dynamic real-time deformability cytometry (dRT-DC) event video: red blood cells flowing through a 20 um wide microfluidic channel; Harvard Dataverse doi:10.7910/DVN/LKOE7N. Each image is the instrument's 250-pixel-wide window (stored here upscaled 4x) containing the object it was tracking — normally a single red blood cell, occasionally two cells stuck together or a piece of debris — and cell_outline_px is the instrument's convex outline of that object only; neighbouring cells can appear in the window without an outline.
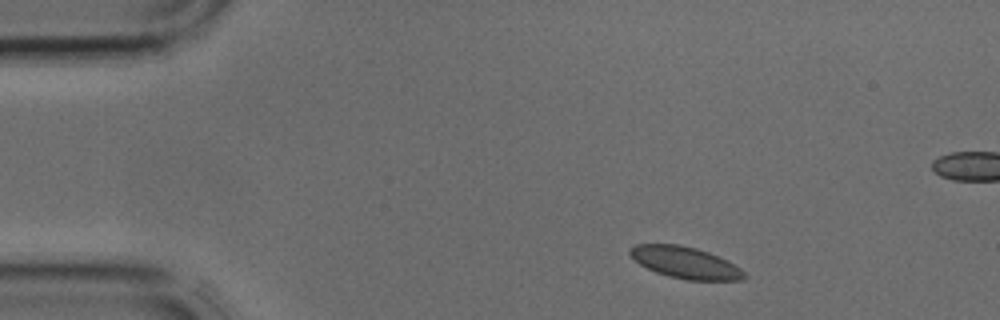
{"species": "common noctule bat (a hibernating species)", "species_latin": "Nyctalus noctula", "temperature_condition": "cold", "stored_images_in_passage": 3, "camera_frame_rate_fps": 3000, "um_per_image_px": 0.085, "animal": {"sex": "male", "body_mass_g": 17.9, "forearm_length_mm": 54.2}, "frame": {"image": 1, "passage_image": 1, "time_ms": 0.0, "image_size_px": [1000, 320], "cell_outline_px": [[748, 276], [740, 280], [688, 280], [668, 276], [656, 272], [632, 260], [628, 252], [636, 244], [680, 244], [696, 248], [708, 252], [740, 268]], "centroid_in_image_um": [58.21, 22.32], "position_along_channel_um": 26.8, "area_um2": 20.87}}